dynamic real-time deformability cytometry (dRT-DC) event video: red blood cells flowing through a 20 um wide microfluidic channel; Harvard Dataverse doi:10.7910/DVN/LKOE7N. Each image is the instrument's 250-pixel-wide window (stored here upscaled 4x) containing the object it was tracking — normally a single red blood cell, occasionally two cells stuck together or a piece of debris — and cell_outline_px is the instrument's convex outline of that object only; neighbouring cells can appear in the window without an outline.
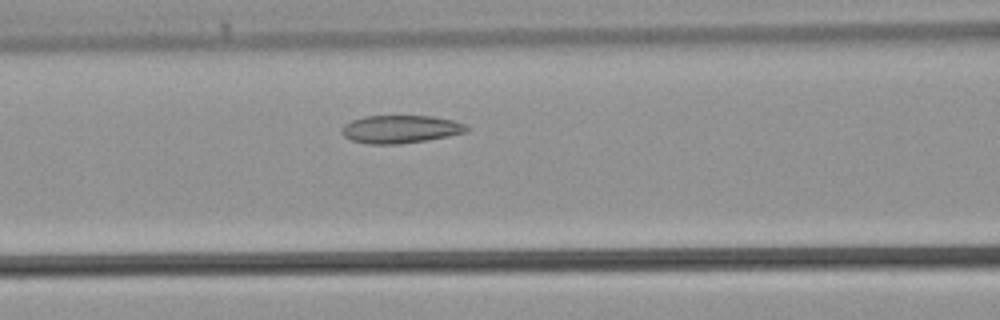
{"species": "common noctule bat (a hibernating species)", "species_latin": "Nyctalus noctula", "temperature_condition": "warm", "stored_images_in_passage": 35, "camera_frame_rate_fps": 3000, "um_per_image_px": 0.085, "animal": {"sex": "male", "body_mass_g": 21.5, "forearm_length_mm": 52.0}, "frame": {"image": 1, "passage_image": 10, "time_ms": 3.0, "image_size_px": [1000, 320], "cell_outline_px": [[468, 132], [428, 140], [396, 144], [368, 144], [352, 140], [344, 136], [340, 132], [340, 128], [344, 124], [352, 120], [364, 116], [432, 116], [452, 120], [464, 124], [468, 128]], "centroid_in_image_um": [34.01, 10.98], "position_along_channel_um": 132.6, "area_um2": 20.35}}
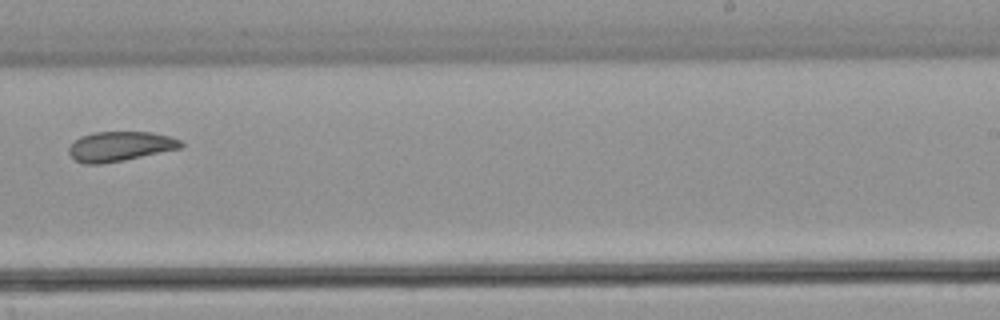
{"frame": {"image": 2, "passage_image": 19, "time_ms": 6.0, "image_size_px": [1000, 320], "cell_outline_px": [[184, 144], [180, 148], [124, 160], [100, 164], [84, 164], [76, 160], [68, 152], [68, 148], [80, 136], [92, 132], [152, 132], [168, 136], [180, 140]], "centroid_in_image_um": [10.18, 12.43], "position_along_channel_um": 278.8, "area_um2": 19.25}}
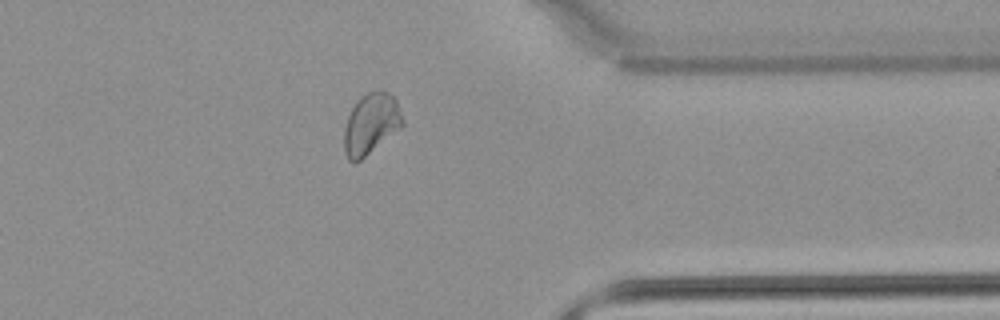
{"frame": {"image": 3, "passage_image": 26, "time_ms": 8.333, "image_size_px": [1000, 320], "cell_outline_px": [[404, 124], [400, 128], [360, 160], [348, 160], [344, 152], [344, 128], [348, 116], [352, 108], [360, 96], [368, 92], [388, 92], [396, 100], [404, 120]], "centroid_in_image_um": [31.52, 10.52], "position_along_channel_um": 379.9, "area_um2": 20.35}}